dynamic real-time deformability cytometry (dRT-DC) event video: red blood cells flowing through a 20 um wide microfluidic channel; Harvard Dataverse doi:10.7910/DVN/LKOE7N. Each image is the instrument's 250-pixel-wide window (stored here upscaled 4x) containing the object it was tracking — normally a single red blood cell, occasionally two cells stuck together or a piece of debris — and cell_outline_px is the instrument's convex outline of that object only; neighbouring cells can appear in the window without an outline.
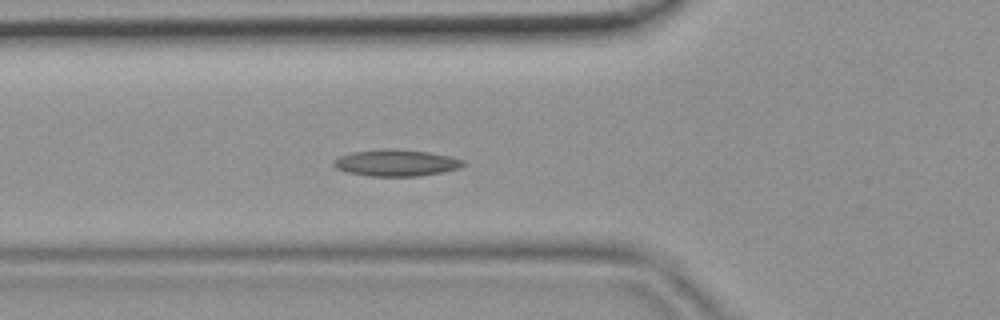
{"species": "common noctule bat (a hibernating species)", "species_latin": "Nyctalus noctula", "temperature_condition": "room temperature", "stored_images_in_passage": 47, "camera_frame_rate_fps": 3000, "um_per_image_px": 0.085, "animal": {"sex": "female", "body_mass_g": 19.9}, "frame": {"image": 1, "passage_image": 17, "time_ms": 5.333, "image_size_px": [1000, 320], "cell_outline_px": [[464, 164], [460, 168], [420, 176], [368, 176], [348, 172], [336, 168], [332, 164], [332, 160], [340, 156], [352, 152], [384, 148], [388, 148], [428, 152], [448, 156], [464, 160]], "centroid_in_image_um": [33.63, 13.84], "position_along_channel_um": 92.2, "area_um2": 20.0}}
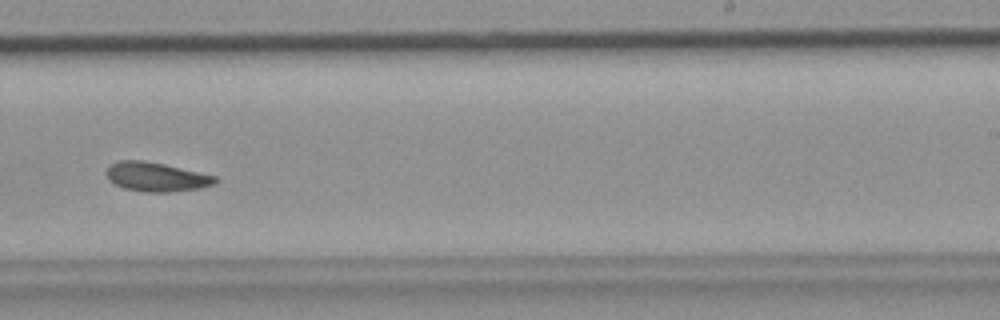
{"frame": {"image": 2, "passage_image": 30, "time_ms": 9.667, "image_size_px": [1000, 320], "cell_outline_px": [[220, 180], [216, 184], [200, 188], [172, 192], [144, 192], [124, 188], [108, 180], [108, 168], [112, 164], [120, 160], [144, 160], [164, 164], [216, 176]], "centroid_in_image_um": [13.34, 15.04], "position_along_channel_um": 275.7, "area_um2": 18.44}}
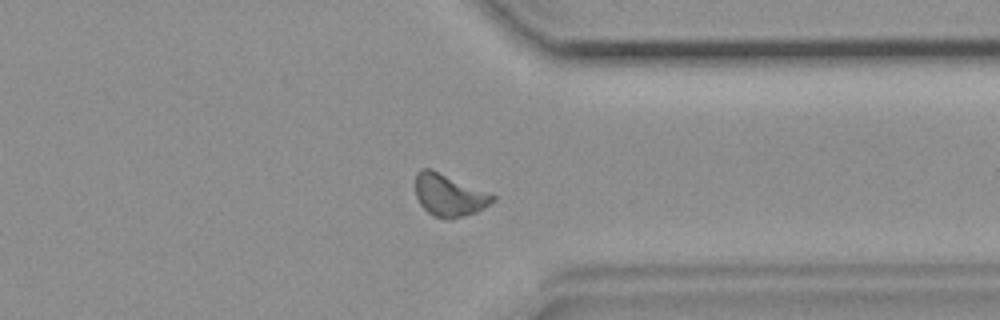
{"frame": {"image": 3, "passage_image": 37, "time_ms": 12.0, "image_size_px": [1000, 320], "cell_outline_px": [[496, 200], [484, 208], [476, 212], [464, 216], [448, 220], [432, 216], [420, 204], [416, 196], [416, 172], [420, 168], [432, 168], [492, 192], [496, 196]], "centroid_in_image_um": [38.21, 16.57], "position_along_channel_um": 373.2, "area_um2": 19.65}}